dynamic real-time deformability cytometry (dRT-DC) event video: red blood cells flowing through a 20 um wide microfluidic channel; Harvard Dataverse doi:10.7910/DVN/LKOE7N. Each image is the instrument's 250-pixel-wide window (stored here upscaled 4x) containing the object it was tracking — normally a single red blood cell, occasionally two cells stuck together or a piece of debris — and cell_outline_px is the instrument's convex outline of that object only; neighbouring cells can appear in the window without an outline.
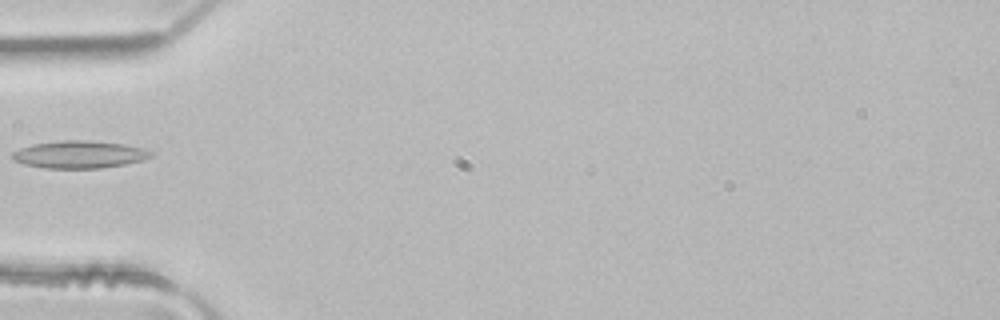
{"species": "common noctule bat (a hibernating species)", "species_latin": "Nyctalus noctula", "temperature_condition": "room temperature", "stored_images_in_passage": 4, "camera_frame_rate_fps": 3000, "um_per_image_px": 0.085, "animal": {"sex": "male", "body_mass_g": 21.5, "forearm_length_mm": 52.0}, "frame": {"image": 1, "passage_image": 4, "time_ms": 1.0, "image_size_px": [1000, 320], "cell_outline_px": [[152, 156], [144, 160], [124, 164], [100, 168], [44, 168], [24, 164], [12, 160], [12, 152], [20, 148], [32, 144], [64, 140], [88, 140], [124, 144], [140, 148], [152, 152]], "centroid_in_image_um": [6.71, 13.13], "position_along_channel_um": 78.3, "area_um2": 22.08}}